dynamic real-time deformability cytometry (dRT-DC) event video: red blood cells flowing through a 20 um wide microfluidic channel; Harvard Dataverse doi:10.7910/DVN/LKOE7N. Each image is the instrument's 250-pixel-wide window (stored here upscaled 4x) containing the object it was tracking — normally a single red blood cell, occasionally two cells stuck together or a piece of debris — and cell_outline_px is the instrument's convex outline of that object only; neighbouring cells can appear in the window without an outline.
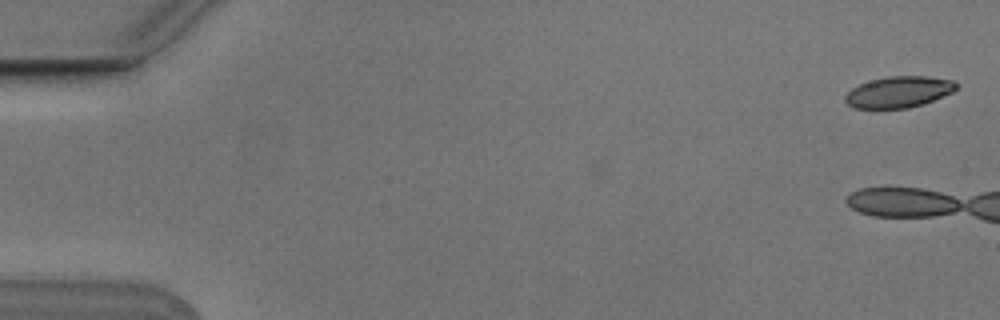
{"species": "Egyptian fruit bat (a non-hibernating species)", "species_latin": "Rousettus aegyptiacus", "temperature_condition": "cold", "stored_images_in_passage": 4, "camera_frame_rate_fps": 3000, "um_per_image_px": 0.085, "animal": {"sex": "male"}, "frame": {"image": 1, "passage_image": 1, "time_ms": 0.0, "image_size_px": [1000, 320], "cell_outline_px": [[956, 88], [952, 92], [924, 104], [908, 108], [852, 108], [844, 100], [844, 96], [852, 88], [860, 84], [872, 80], [888, 76], [928, 76], [952, 80], [956, 84]], "centroid_in_image_um": [76.37, 7.82], "position_along_channel_um": 8.6, "area_um2": 20.11}}